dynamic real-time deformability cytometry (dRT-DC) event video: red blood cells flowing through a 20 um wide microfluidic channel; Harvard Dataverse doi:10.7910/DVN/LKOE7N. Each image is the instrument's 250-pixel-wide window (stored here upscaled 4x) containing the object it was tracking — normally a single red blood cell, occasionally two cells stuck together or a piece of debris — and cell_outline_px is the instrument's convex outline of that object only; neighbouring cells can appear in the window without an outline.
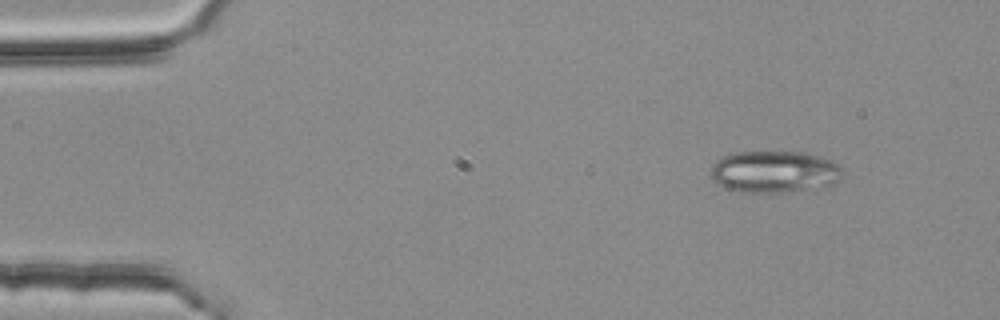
{"species": "common noctule bat (a hibernating species)", "species_latin": "Nyctalus noctula", "temperature_condition": "room temperature", "stored_images_in_passage": 3, "camera_frame_rate_fps": 3000, "um_per_image_px": 0.085, "animal": {"sex": "female", "body_mass_g": 25.1}, "frame": {"image": 1, "passage_image": 1, "time_ms": 0.0, "image_size_px": [1000, 320], "cell_outline_px": [[840, 180], [824, 188], [792, 192], [744, 192], [728, 188], [716, 184], [712, 176], [712, 164], [716, 160], [724, 156], [736, 152], [800, 152], [832, 160], [840, 164]], "centroid_in_image_um": [65.85, 14.61], "position_along_channel_um": 19.1, "area_um2": 32.19}}